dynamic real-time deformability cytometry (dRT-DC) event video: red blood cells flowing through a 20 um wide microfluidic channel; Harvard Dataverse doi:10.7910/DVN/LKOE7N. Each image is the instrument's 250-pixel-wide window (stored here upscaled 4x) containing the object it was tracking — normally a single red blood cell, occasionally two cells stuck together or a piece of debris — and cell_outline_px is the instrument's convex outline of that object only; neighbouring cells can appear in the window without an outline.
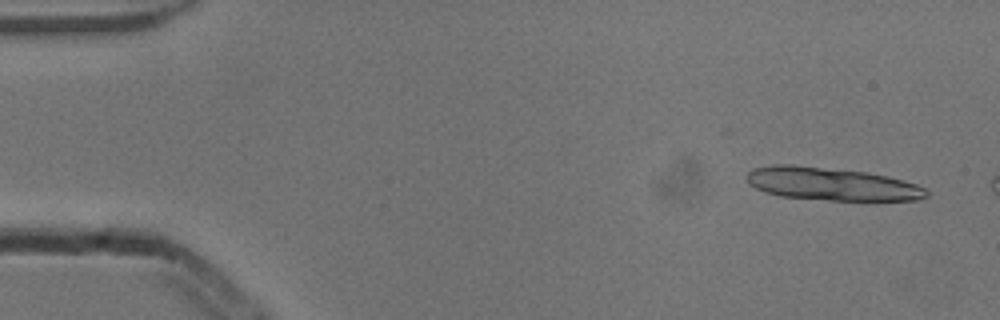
{"species": "common noctule bat (a hibernating species)", "species_latin": "Nyctalus noctula", "temperature_condition": "cold", "stored_images_in_passage": 3, "camera_frame_rate_fps": 3000, "um_per_image_px": 0.085, "animal": {"sex": "male", "body_mass_g": 13.3}, "frame": {"image": 1, "passage_image": 1, "time_ms": 0.0, "image_size_px": [1000, 320], "cell_outline_px": [[928, 196], [920, 200], [828, 200], [780, 196], [764, 192], [748, 184], [748, 172], [752, 168], [772, 164], [796, 164], [868, 172], [888, 176], [904, 180], [916, 184], [924, 188], [928, 192]], "centroid_in_image_um": [70.67, 15.62], "position_along_channel_um": 14.3, "area_um2": 34.74}}